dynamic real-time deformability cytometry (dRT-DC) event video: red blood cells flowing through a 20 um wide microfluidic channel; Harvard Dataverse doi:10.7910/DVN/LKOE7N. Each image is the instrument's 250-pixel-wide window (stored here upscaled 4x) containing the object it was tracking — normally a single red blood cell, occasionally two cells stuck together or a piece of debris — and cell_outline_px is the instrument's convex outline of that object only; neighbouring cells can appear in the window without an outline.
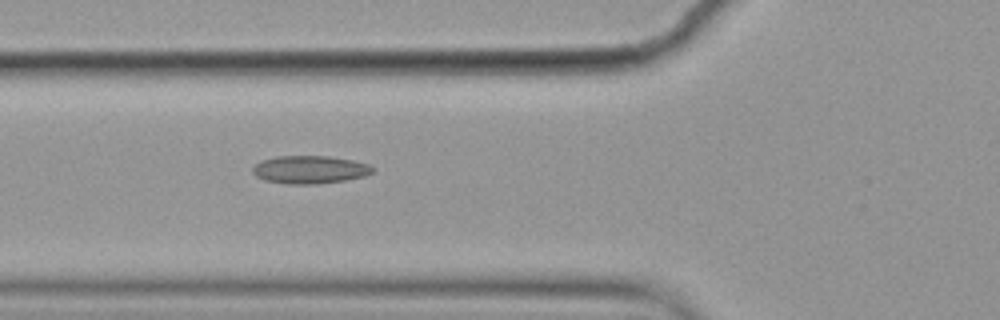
{"species": "common noctule bat (a hibernating species)", "species_latin": "Nyctalus noctula", "temperature_condition": "cold", "stored_images_in_passage": 6, "camera_frame_rate_fps": 3000, "um_per_image_px": 0.085, "animal": {"sex": "female", "body_mass_g": 19.9}, "frame": {"image": 1, "passage_image": 6, "time_ms": 1.667, "image_size_px": [1000, 320], "cell_outline_px": [[376, 168], [372, 172], [364, 176], [348, 180], [316, 184], [288, 184], [264, 180], [256, 176], [252, 172], [252, 168], [260, 160], [276, 156], [328, 156], [352, 160], [368, 164]], "centroid_in_image_um": [26.33, 14.42], "position_along_channel_um": 99.5, "area_um2": 19.65}}